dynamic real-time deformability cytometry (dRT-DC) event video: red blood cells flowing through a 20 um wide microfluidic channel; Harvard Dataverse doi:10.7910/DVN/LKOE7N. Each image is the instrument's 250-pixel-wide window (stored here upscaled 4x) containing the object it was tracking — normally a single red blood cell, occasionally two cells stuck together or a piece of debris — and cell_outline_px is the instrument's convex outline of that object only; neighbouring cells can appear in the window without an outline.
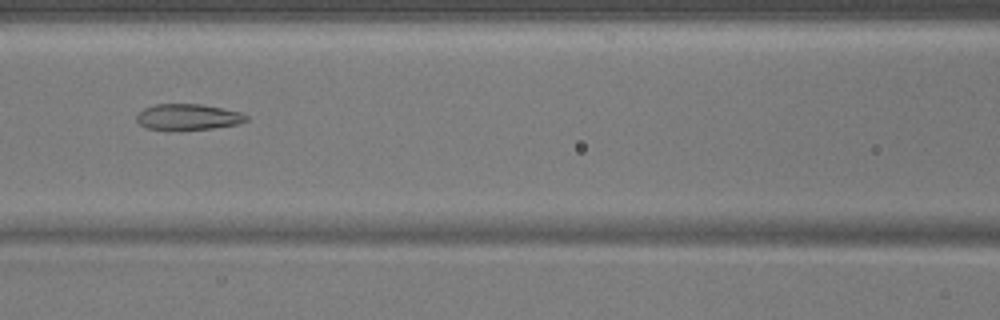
{"species": "common noctule bat (a hibernating species)", "species_latin": "Nyctalus noctula", "temperature_condition": "warm", "stored_images_in_passage": 49, "camera_frame_rate_fps": 3000, "um_per_image_px": 0.085, "animal": {"sex": "male", "body_mass_g": 17.9}, "frame": {"image": 1, "passage_image": 21, "time_ms": 6.667, "image_size_px": [1000, 320], "cell_outline_px": [[248, 120], [236, 124], [212, 128], [148, 128], [140, 124], [136, 120], [136, 116], [144, 108], [156, 104], [200, 104], [240, 112], [248, 116]], "centroid_in_image_um": [15.99, 9.91], "position_along_channel_um": 150.6, "area_um2": 15.9}}
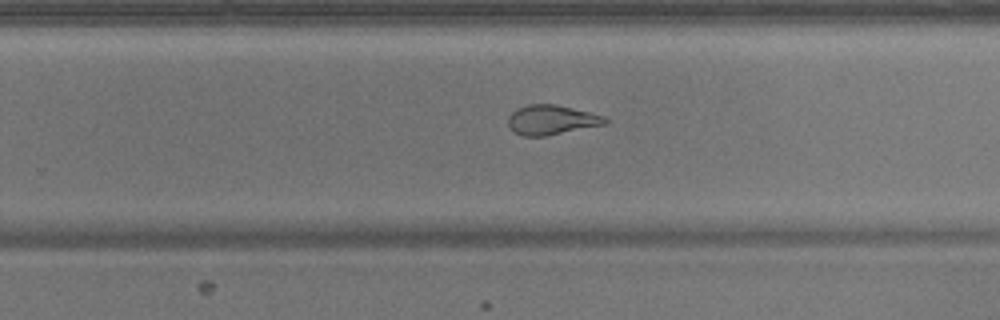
{"frame": {"image": 2, "passage_image": 31, "time_ms": 10.0, "image_size_px": [1000, 320], "cell_outline_px": [[608, 120], [604, 124], [544, 136], [524, 136], [512, 132], [508, 124], [508, 116], [516, 108], [528, 104], [556, 104], [592, 112], [604, 116]], "centroid_in_image_um": [46.83, 10.17], "position_along_channel_um": 283.0, "area_um2": 16.76}}
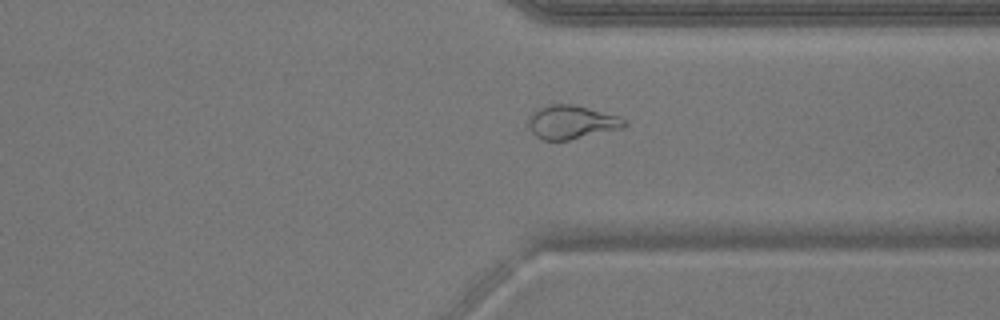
{"frame": {"image": 3, "passage_image": 37, "time_ms": 12.0, "image_size_px": [1000, 320], "cell_outline_px": [[628, 124], [624, 128], [568, 140], [544, 140], [536, 136], [532, 132], [528, 124], [528, 120], [532, 112], [536, 108], [552, 104], [572, 104], [620, 116], [628, 120]], "centroid_in_image_um": [48.61, 10.38], "position_along_channel_um": 362.8, "area_um2": 18.9}}